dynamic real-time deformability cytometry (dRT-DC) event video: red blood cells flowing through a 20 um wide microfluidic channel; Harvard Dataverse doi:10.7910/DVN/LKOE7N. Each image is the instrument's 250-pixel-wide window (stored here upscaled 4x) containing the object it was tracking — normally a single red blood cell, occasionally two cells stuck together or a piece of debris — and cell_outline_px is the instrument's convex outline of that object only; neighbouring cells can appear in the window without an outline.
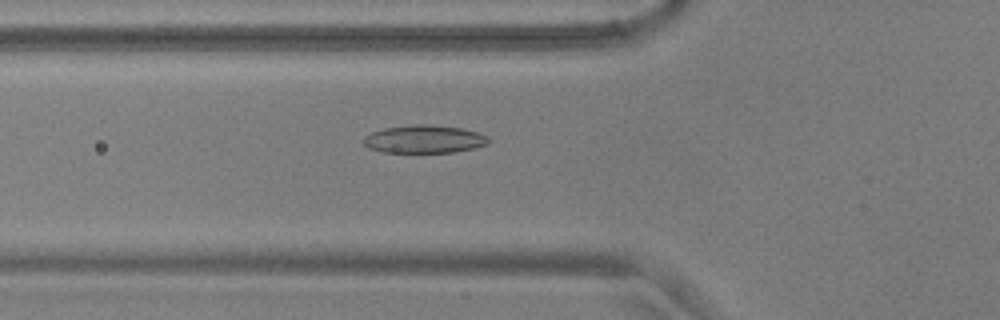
{"species": "common noctule bat (a hibernating species)", "species_latin": "Nyctalus noctula", "temperature_condition": "warm", "stored_images_in_passage": 35, "camera_frame_rate_fps": 3000, "um_per_image_px": 0.085, "animal": {"sex": "male", "body_mass_g": 17.9, "forearm_length_mm": 54.2}, "frame": {"image": 1, "passage_image": 11, "time_ms": 3.333, "image_size_px": [1000, 320], "cell_outline_px": [[492, 140], [488, 144], [472, 148], [452, 152], [384, 152], [368, 148], [364, 144], [364, 136], [372, 132], [384, 128], [412, 124], [432, 124], [460, 128], [476, 132], [488, 136]], "centroid_in_image_um": [36.06, 11.82], "position_along_channel_um": 89.7, "area_um2": 20.35}}
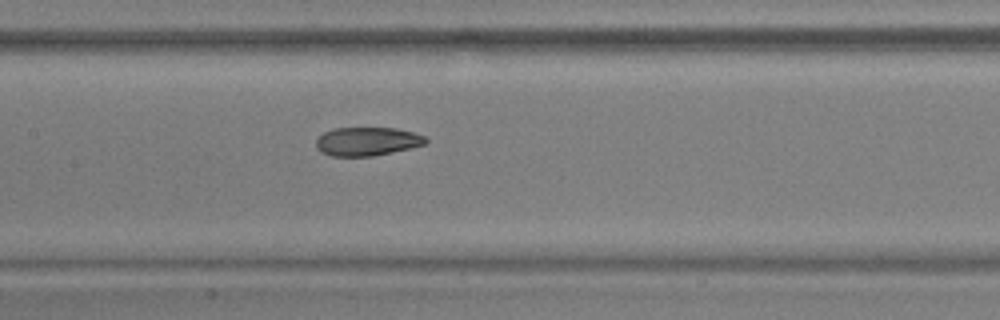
{"frame": {"image": 2, "passage_image": 18, "time_ms": 5.667, "image_size_px": [1000, 320], "cell_outline_px": [[428, 140], [424, 144], [408, 148], [372, 156], [332, 156], [320, 152], [316, 148], [316, 140], [324, 132], [332, 128], [396, 128], [412, 132], [424, 136]], "centroid_in_image_um": [31.16, 12.01], "position_along_channel_um": 176.2, "area_um2": 18.09}}
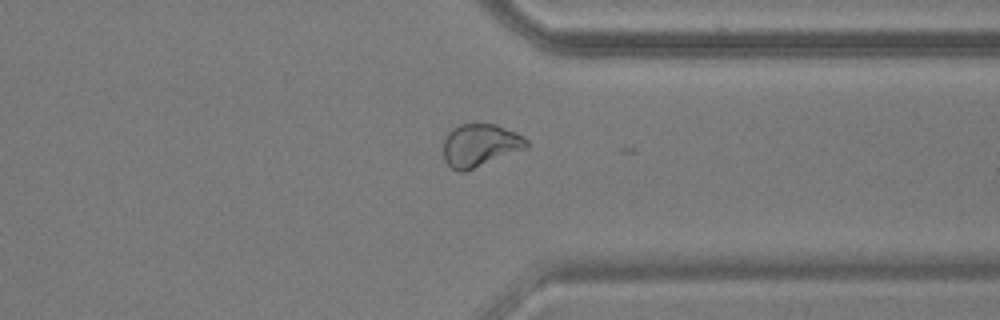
{"frame": {"image": 3, "passage_image": 34, "time_ms": 11.0, "image_size_px": [1000, 320], "cell_outline_px": [[528, 148], [464, 172], [460, 172], [452, 168], [444, 160], [444, 140], [448, 132], [452, 128], [460, 124], [496, 124], [516, 132], [524, 136], [528, 140]], "centroid_in_image_um": [40.82, 12.34], "position_along_channel_um": 370.6, "area_um2": 20.81}}